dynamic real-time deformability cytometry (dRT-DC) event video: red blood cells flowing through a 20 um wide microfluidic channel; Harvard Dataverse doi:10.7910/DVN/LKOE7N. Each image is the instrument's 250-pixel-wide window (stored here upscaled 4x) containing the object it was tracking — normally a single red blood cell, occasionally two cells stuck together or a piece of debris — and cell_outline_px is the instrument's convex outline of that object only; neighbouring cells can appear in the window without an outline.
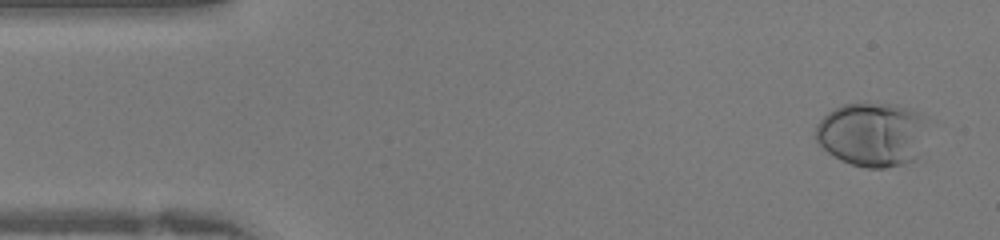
{"species": "human", "species_latin": "Homo sapiens", "temperature_condition": "warm", "stored_images_in_passage": 42, "camera_frame_rate_fps": 3000, "um_per_image_px": 0.085, "donor": {"sex": "female"}, "frame": {"image": 1, "passage_image": 2, "time_ms": 0.333, "image_size_px": [1000, 240], "cell_outline_px": [[928, 116], [916, 160], [904, 164], [884, 168], [864, 168], [840, 160], [828, 152], [816, 140], [816, 124], [828, 112], [844, 104], [896, 104], [912, 108]], "centroid_in_image_um": [74.16, 11.41], "position_along_channel_um": 10.8, "area_um2": 41.91}}
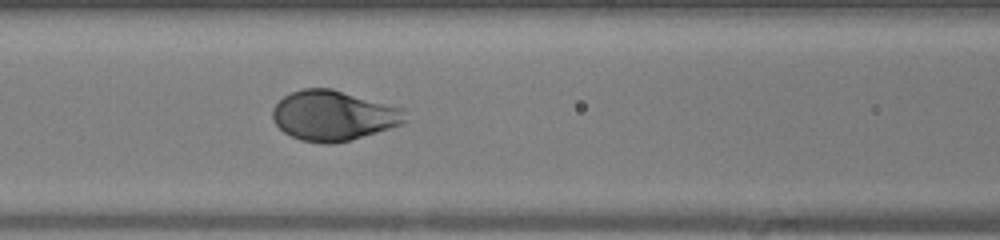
{"frame": {"image": 2, "passage_image": 17, "time_ms": 5.333, "image_size_px": [1000, 240], "cell_outline_px": [[408, 120], [404, 124], [348, 140], [332, 144], [324, 144], [300, 140], [284, 132], [272, 120], [272, 108], [284, 96], [292, 92], [304, 88], [332, 88], [404, 108]], "centroid_in_image_um": [28.35, 9.82], "position_along_channel_um": 138.2, "area_um2": 38.78}}
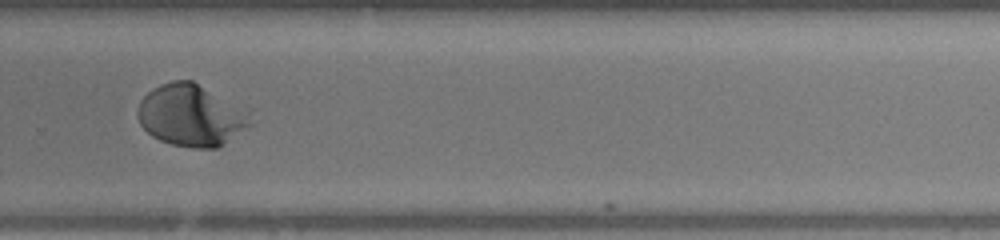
{"frame": {"image": 3, "passage_image": 28, "time_ms": 9.0, "image_size_px": [1000, 240], "cell_outline_px": [[256, 124], [224, 144], [216, 148], [192, 148], [172, 144], [160, 140], [152, 136], [140, 124], [136, 112], [140, 100], [152, 88], [160, 84], [172, 80], [192, 80]], "centroid_in_image_um": [16.11, 9.86], "position_along_channel_um": 313.7, "area_um2": 39.13}}